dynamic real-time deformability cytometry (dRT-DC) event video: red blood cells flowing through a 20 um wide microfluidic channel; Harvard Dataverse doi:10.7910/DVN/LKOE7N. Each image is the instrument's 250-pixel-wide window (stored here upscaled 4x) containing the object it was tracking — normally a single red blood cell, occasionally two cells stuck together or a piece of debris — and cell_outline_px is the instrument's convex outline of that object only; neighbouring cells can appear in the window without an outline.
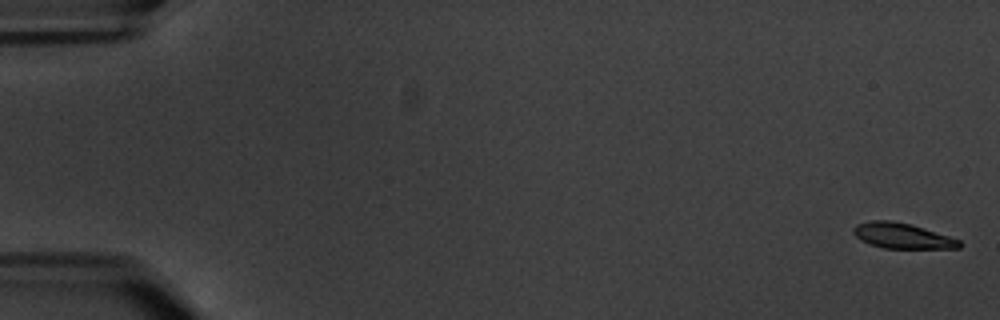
{"species": "common noctule bat (a hibernating species)", "species_latin": "Nyctalus noctula", "temperature_condition": "warm", "stored_images_in_passage": 6, "camera_frame_rate_fps": 3000, "um_per_image_px": 0.085, "animal": {"sex": "male", "body_mass_g": 20.1, "forearm_length_mm": 53.5}, "frame": {"image": 1, "passage_image": 1, "time_ms": 0.0, "image_size_px": [1000, 320], "cell_outline_px": [[960, 248], [884, 248], [860, 240], [852, 232], [852, 228], [856, 224], [872, 220], [892, 220], [912, 224], [960, 240]], "centroid_in_image_um": [76.65, 20.03], "position_along_channel_um": 8.4, "area_um2": 15.61}}
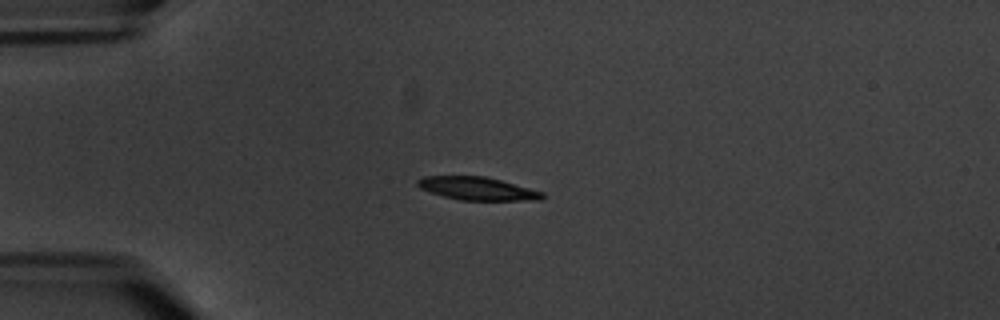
{"frame": {"image": 2, "passage_image": 5, "time_ms": 5.0, "image_size_px": [1000, 320], "cell_outline_px": [[544, 196], [540, 200], [460, 200], [444, 196], [420, 188], [416, 184], [416, 180], [424, 176], [484, 176], [500, 180], [544, 192]], "centroid_in_image_um": [40.57, 16.02], "position_along_channel_um": 44.4, "area_um2": 16.59}}